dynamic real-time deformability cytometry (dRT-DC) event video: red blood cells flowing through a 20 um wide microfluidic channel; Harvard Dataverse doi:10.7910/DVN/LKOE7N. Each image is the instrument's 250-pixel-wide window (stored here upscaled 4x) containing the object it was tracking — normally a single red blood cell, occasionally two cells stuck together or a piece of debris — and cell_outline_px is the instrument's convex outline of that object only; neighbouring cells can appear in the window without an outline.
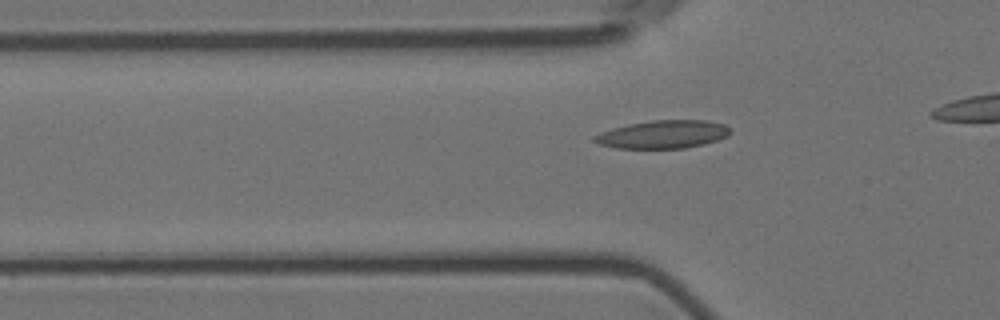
{"species": "Egyptian fruit bat (a non-hibernating species)", "species_latin": "Rousettus aegyptiacus", "temperature_condition": "room temperature", "stored_images_in_passage": 37, "camera_frame_rate_fps": 3000, "um_per_image_px": 0.085, "animal": {"sex": "female"}, "frame": {"image": 1, "passage_image": 10, "time_ms": 3.0, "image_size_px": [1000, 320], "cell_outline_px": [[732, 132], [728, 136], [704, 144], [684, 148], [616, 148], [600, 144], [592, 140], [592, 136], [600, 132], [612, 128], [628, 124], [652, 120], [704, 120], [724, 124], [732, 128]], "centroid_in_image_um": [56.36, 11.41], "position_along_channel_um": 69.4, "area_um2": 22.31}}
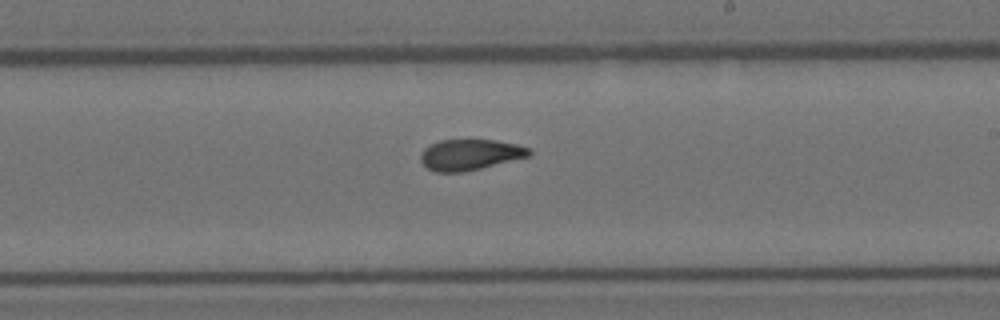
{"frame": {"image": 2, "passage_image": 25, "time_ms": 8.0, "image_size_px": [1000, 320], "cell_outline_px": [[532, 152], [528, 156], [464, 172], [436, 172], [428, 168], [420, 160], [420, 156], [424, 148], [440, 140], [496, 140], [516, 144], [528, 148]], "centroid_in_image_um": [39.92, 13.14], "position_along_channel_um": 249.1, "area_um2": 19.19}}
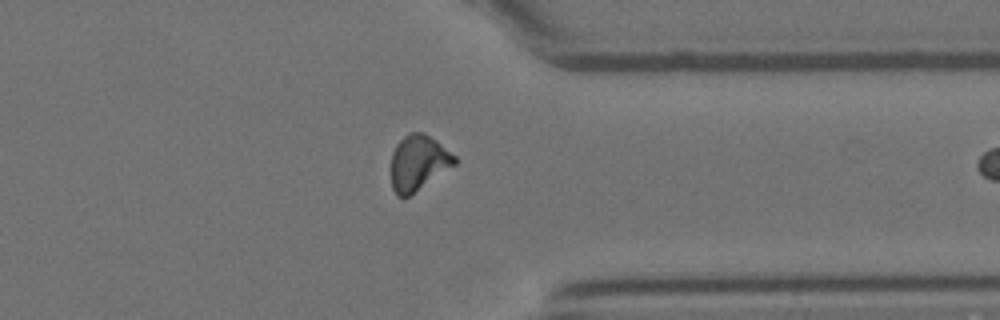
{"frame": {"image": 3, "passage_image": 36, "time_ms": 11.667, "image_size_px": [1000, 320], "cell_outline_px": [[456, 164], [404, 200], [396, 196], [392, 188], [392, 152], [396, 144], [404, 136], [412, 132], [424, 132], [436, 140], [456, 156]], "centroid_in_image_um": [35.55, 13.86], "position_along_channel_um": 375.9, "area_um2": 20.63}}